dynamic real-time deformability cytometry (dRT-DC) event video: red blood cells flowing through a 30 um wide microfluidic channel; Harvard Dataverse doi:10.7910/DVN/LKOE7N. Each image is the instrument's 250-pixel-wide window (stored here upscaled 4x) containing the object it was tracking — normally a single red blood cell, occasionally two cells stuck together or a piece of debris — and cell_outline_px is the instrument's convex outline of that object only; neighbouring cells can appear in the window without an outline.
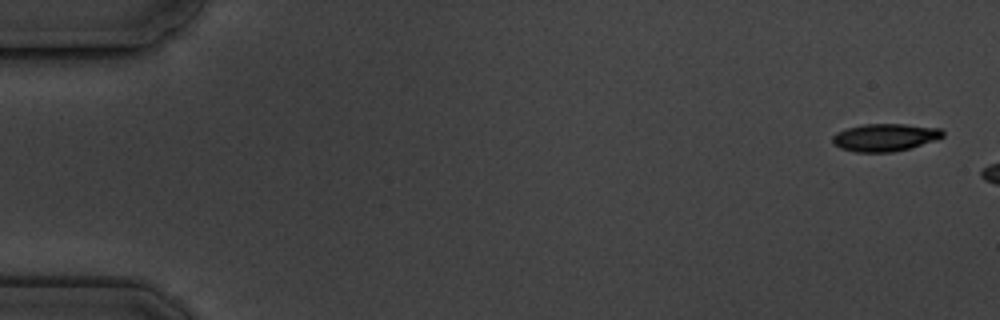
{"species": "common noctule bat (a hibernating species)", "species_latin": "Nyctalus noctula", "temperature_condition": "cold", "stored_images_in_passage": 3, "camera_frame_rate_fps": 3000, "um_per_image_px": 0.085, "animal": {"sex": "male", "body_mass_g": 19.5, "forearm_length_mm": 54.6}, "frame": {"image": 1, "passage_image": 1, "time_ms": 0.0, "image_size_px": [1000, 320], "cell_outline_px": [[944, 136], [936, 140], [912, 148], [892, 152], [856, 152], [840, 148], [832, 144], [832, 136], [836, 132], [848, 128], [864, 124], [904, 124], [940, 128], [944, 132]], "centroid_in_image_um": [75.22, 11.68], "position_along_channel_um": 9.8, "area_um2": 17.86}}